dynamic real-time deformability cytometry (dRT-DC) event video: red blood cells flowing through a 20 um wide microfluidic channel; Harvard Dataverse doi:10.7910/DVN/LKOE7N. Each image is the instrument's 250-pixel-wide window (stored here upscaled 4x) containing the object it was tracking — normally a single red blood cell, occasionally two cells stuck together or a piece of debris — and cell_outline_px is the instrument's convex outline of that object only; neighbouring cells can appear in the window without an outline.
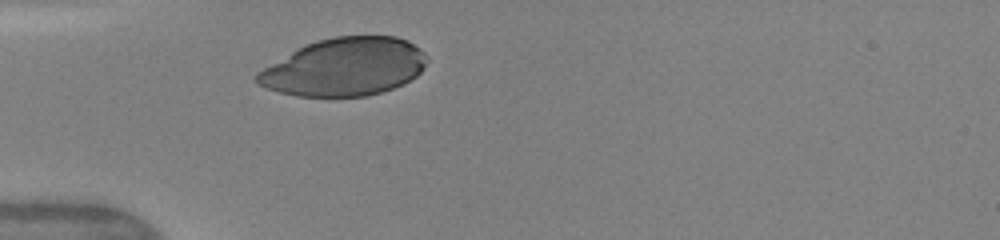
{"species": "human", "species_latin": "Homo sapiens", "temperature_condition": "warm", "stored_images_in_passage": 28, "camera_frame_rate_fps": 3000, "um_per_image_px": 0.085, "donor": {"sex": "female"}, "frame": {"image": 1, "passage_image": 1, "time_ms": 0.0, "image_size_px": [1000, 240], "cell_outline_px": [[428, 60], [424, 68], [416, 76], [404, 84], [368, 96], [296, 96], [264, 88], [256, 84], [252, 80], [252, 76], [256, 72], [292, 52], [316, 40], [332, 36], [396, 36], [408, 40], [420, 48], [428, 56]], "centroid_in_image_um": [29.28, 5.69], "position_along_channel_um": 55.7, "area_um2": 57.51}}